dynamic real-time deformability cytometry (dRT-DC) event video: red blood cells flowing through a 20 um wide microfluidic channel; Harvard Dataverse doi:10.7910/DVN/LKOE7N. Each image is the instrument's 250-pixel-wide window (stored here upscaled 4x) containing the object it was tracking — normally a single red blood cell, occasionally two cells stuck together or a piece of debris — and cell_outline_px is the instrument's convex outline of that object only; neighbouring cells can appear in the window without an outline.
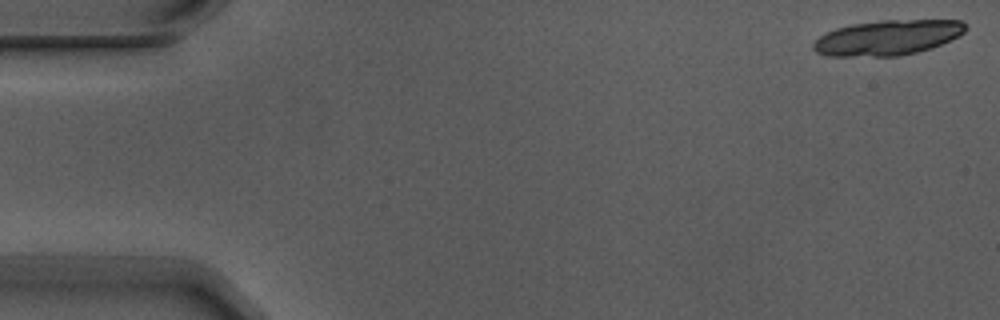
{"species": "Egyptian fruit bat (a non-hibernating species)", "species_latin": "Rousettus aegyptiacus", "temperature_condition": "warm", "stored_images_in_passage": 6, "camera_frame_rate_fps": 3000, "um_per_image_px": 0.085, "animal": {"sex": "male"}, "frame": {"image": 1, "passage_image": 1, "time_ms": 0.0, "image_size_px": [1000, 320], "cell_outline_px": [[968, 28], [960, 36], [932, 48], [900, 56], [828, 56], [816, 52], [812, 48], [812, 44], [824, 32], [836, 28], [852, 24], [880, 20], [960, 20], [968, 24]], "centroid_in_image_um": [75.46, 3.19], "position_along_channel_um": 9.5, "area_um2": 31.44}}